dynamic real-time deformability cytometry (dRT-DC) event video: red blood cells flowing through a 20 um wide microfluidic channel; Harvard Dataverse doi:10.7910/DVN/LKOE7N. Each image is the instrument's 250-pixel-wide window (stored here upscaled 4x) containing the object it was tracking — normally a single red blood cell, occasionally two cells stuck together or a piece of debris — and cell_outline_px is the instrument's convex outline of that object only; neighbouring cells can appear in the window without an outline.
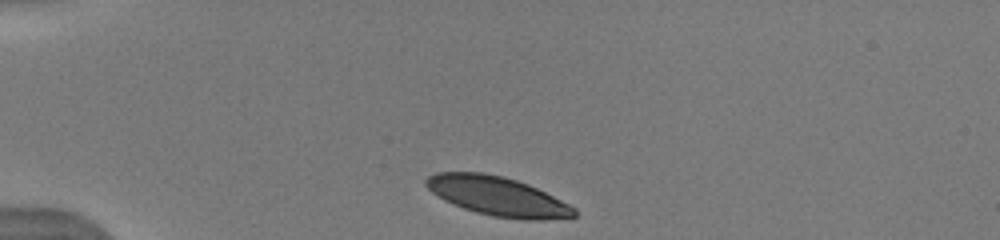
{"species": "human", "species_latin": "Homo sapiens", "temperature_condition": "warm", "stored_images_in_passage": 6, "camera_frame_rate_fps": 3000, "um_per_image_px": 0.085, "donor": {"sex": "male"}, "frame": {"image": 1, "passage_image": 1, "time_ms": 0.0, "image_size_px": [1000, 240], "cell_outline_px": [[576, 216], [540, 220], [524, 220], [492, 216], [476, 212], [464, 208], [444, 200], [432, 192], [424, 184], [424, 180], [428, 176], [436, 172], [484, 172], [504, 176], [528, 184], [576, 208]], "centroid_in_image_um": [42.26, 16.67], "position_along_channel_um": 42.7, "area_um2": 33.64}}